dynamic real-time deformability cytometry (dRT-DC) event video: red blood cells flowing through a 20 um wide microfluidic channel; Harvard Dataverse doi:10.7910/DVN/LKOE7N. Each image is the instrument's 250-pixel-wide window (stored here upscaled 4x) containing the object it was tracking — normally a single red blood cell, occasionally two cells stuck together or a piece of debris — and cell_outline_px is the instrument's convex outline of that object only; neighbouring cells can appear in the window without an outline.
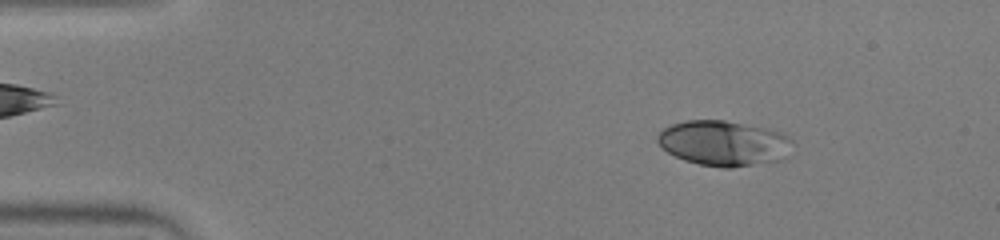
{"species": "human", "species_latin": "Homo sapiens", "temperature_condition": "warm", "stored_images_in_passage": 51, "camera_frame_rate_fps": 3000, "um_per_image_px": 0.085, "donor": {"sex": "male"}, "frame": {"image": 1, "passage_image": 7, "time_ms": 2.0, "image_size_px": [1000, 240], "cell_outline_px": [[792, 140], [784, 160], [732, 168], [720, 168], [700, 164], [684, 160], [668, 152], [656, 140], [656, 136], [664, 128], [672, 124], [684, 120], [724, 120], [768, 128], [780, 132], [788, 136]], "centroid_in_image_um": [61.52, 12.17], "position_along_channel_um": 23.5, "area_um2": 35.66}}
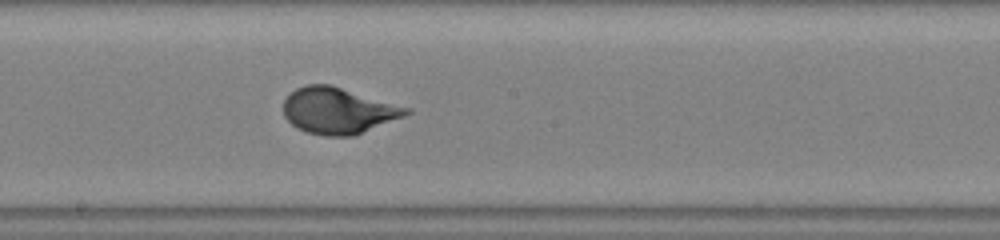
{"frame": {"image": 2, "passage_image": 28, "time_ms": 9.0, "image_size_px": [1000, 240], "cell_outline_px": [[412, 112], [404, 116], [352, 136], [324, 136], [308, 132], [296, 128], [284, 116], [284, 100], [296, 88], [308, 84], [328, 84], [412, 108]], "centroid_in_image_um": [28.75, 9.41], "position_along_channel_um": 219.5, "area_um2": 32.77}}
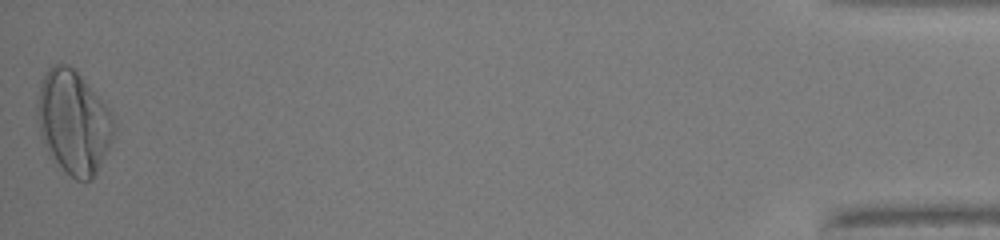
{"frame": {"image": 3, "passage_image": 51, "time_ms": 16.667, "image_size_px": [1000, 240], "cell_outline_px": [[116, 128], [96, 172], [88, 180], [76, 180], [52, 160], [40, 136], [36, 116], [36, 108], [40, 80], [48, 68], [52, 64], [68, 64], [76, 68], [108, 108], [112, 116]], "centroid_in_image_um": [6.2, 10.32], "position_along_channel_um": 429.0, "area_um2": 46.18}, "authors_computed_cell_mechanics": {"area_um2": 32.7726, "velocity_mm_per_s": 3.9808, "shape_relaxation_time_tau1_ms": 3.7127, "shape_relaxation_time_tau2_ms": null, "deformation_change_tau1": 0.2262, "deformation_change_tau2": null}}